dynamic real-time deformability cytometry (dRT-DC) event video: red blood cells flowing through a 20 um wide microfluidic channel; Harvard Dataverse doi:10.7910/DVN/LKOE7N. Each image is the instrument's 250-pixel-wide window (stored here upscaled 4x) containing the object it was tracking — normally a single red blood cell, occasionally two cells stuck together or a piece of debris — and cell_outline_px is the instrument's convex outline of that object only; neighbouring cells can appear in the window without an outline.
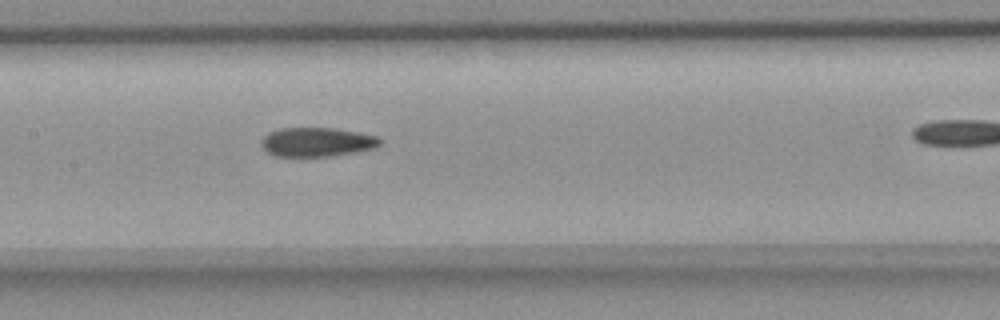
{"species": "common noctule bat (a hibernating species)", "species_latin": "Nyctalus noctula", "temperature_condition": "room temperature", "stored_images_in_passage": 8, "segment_of_instrument_passage": [1, 2], "camera_frame_rate_fps": 3000, "um_per_image_px": 0.085, "animal": {"sex": "female", "body_mass_g": 18.4}, "frame": {"image": 1, "passage_image": 7, "time_ms": 2.0, "image_size_px": [1000, 320], "cell_outline_px": [[380, 144], [376, 148], [328, 156], [276, 156], [268, 152], [260, 144], [260, 140], [268, 132], [280, 128], [336, 128], [376, 136], [380, 140]], "centroid_in_image_um": [26.89, 12.06], "position_along_channel_um": 180.5, "area_um2": 19.94}}